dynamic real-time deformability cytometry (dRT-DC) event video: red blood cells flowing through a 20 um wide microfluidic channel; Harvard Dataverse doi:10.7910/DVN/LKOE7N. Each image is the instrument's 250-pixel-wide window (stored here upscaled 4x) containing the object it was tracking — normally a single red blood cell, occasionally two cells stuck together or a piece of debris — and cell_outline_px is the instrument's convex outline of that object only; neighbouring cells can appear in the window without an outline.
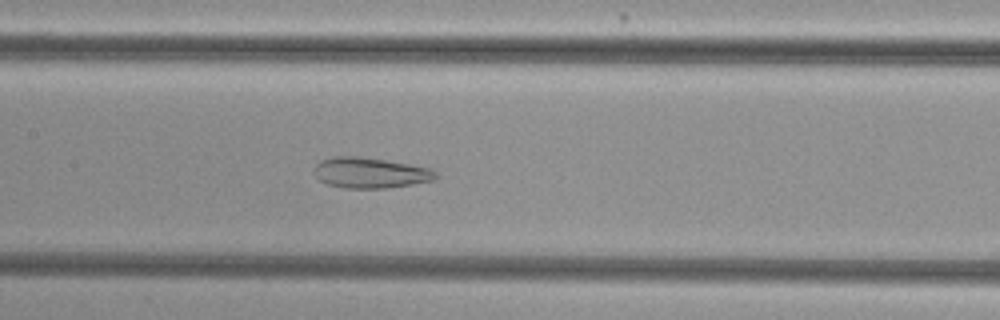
{"species": "common noctule bat (a hibernating species)", "species_latin": "Nyctalus noctula", "temperature_condition": "cold", "stored_images_in_passage": 55, "camera_frame_rate_fps": 3000, "um_per_image_px": 0.085, "animal": {"sex": "female", "body_mass_g": 29.2, "forearm_length_mm": 56.3}, "frame": {"image": 1, "passage_image": 27, "time_ms": 8.667, "image_size_px": [1000, 320], "cell_outline_px": [[440, 176], [432, 180], [412, 184], [388, 188], [344, 188], [328, 184], [320, 180], [316, 176], [312, 168], [320, 160], [336, 156], [356, 156], [384, 160], [432, 168]], "centroid_in_image_um": [31.46, 14.69], "position_along_channel_um": 175.9, "area_um2": 21.68}}
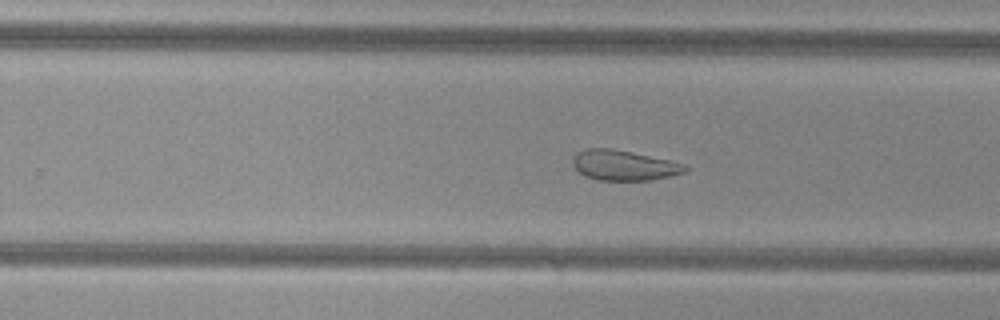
{"frame": {"image": 2, "passage_image": 35, "time_ms": 11.333, "image_size_px": [1000, 320], "cell_outline_px": [[692, 168], [684, 172], [652, 180], [596, 180], [584, 176], [572, 164], [572, 160], [576, 152], [584, 148], [612, 148], [632, 152], [668, 160], [684, 164]], "centroid_in_image_um": [53.0, 14.04], "position_along_channel_um": 276.8, "area_um2": 19.83}}
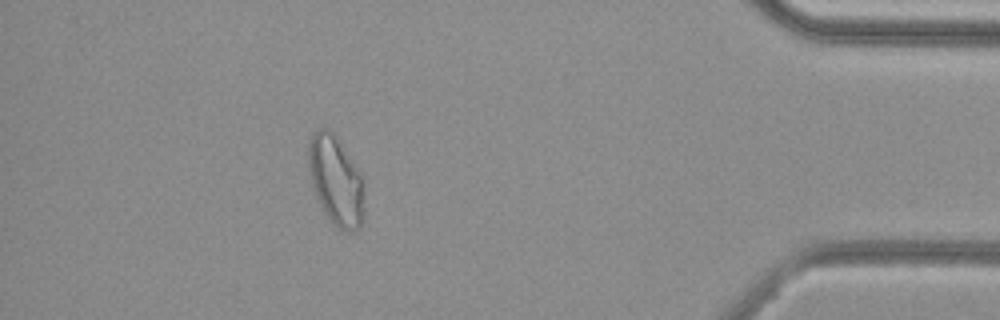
{"frame": {"image": 3, "passage_image": 49, "time_ms": 16.0, "image_size_px": [1000, 320], "cell_outline_px": [[364, 220], [360, 228], [356, 232], [348, 232], [336, 228], [332, 224], [324, 212], [316, 196], [312, 184], [308, 168], [308, 144], [312, 132], [316, 128], [328, 128], [332, 132], [364, 176]], "centroid_in_image_um": [28.57, 15.39], "position_along_channel_um": 406.6, "area_um2": 29.77}, "authors_computed_cell_mechanics": {"area_um2": 28.7266, "velocity_mm_per_s": 3.7878, "shape_relaxation_time_tau1_ms": null, "shape_relaxation_time_tau2_ms": 2.0996, "deformation_change_tau1": null, "deformation_change_tau2": 0.0865}}